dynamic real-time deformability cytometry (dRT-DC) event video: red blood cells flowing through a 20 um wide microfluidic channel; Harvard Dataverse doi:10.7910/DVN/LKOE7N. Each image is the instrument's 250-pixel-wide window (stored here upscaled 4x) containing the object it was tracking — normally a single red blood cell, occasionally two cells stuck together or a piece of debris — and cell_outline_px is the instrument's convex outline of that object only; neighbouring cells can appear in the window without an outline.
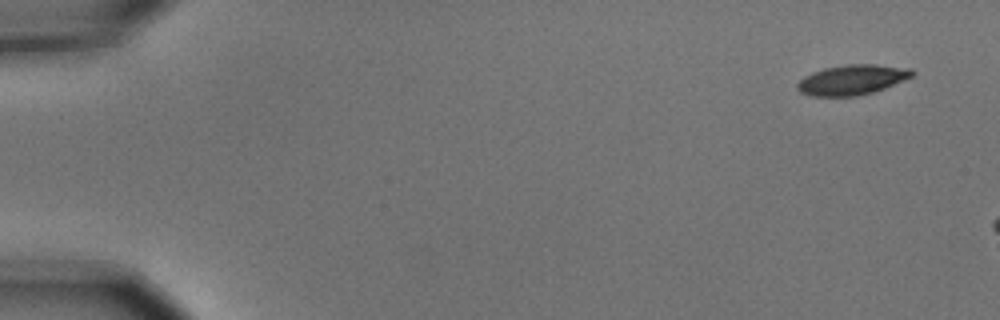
{"species": "common noctule bat (a hibernating species)", "species_latin": "Nyctalus noctula", "temperature_condition": "cold", "stored_images_in_passage": 3, "camera_frame_rate_fps": 3000, "um_per_image_px": 0.085, "animal": {"sex": "male", "body_mass_g": 15.6}, "frame": {"image": 1, "passage_image": 1, "time_ms": 0.0, "image_size_px": [1000, 320], "cell_outline_px": [[916, 72], [912, 76], [884, 88], [872, 92], [856, 96], [812, 96], [800, 92], [796, 88], [796, 84], [804, 76], [812, 72], [824, 68], [848, 64], [876, 64], [912, 68]], "centroid_in_image_um": [72.42, 6.77], "position_along_channel_um": 12.6, "area_um2": 20.11}}